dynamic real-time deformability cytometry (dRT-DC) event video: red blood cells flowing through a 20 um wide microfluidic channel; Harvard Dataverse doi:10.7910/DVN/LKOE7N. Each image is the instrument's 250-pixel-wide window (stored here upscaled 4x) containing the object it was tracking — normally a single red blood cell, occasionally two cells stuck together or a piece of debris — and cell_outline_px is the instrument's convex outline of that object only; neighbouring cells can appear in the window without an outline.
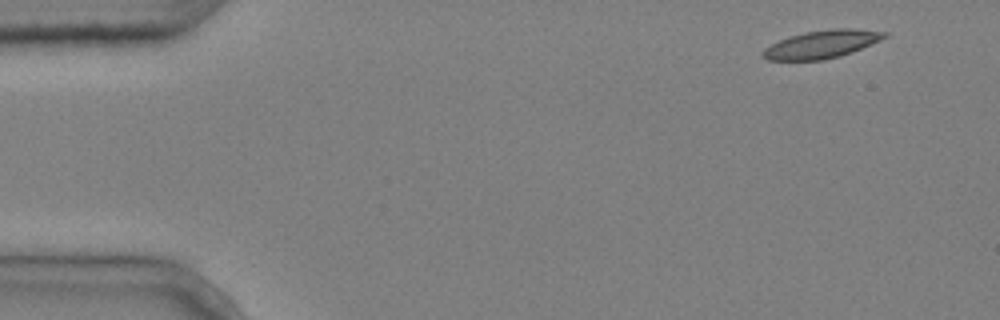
{"species": "common noctule bat (a hibernating species)", "species_latin": "Nyctalus noctula", "temperature_condition": "cold", "stored_images_in_passage": 4, "camera_frame_rate_fps": 3000, "um_per_image_px": 0.085, "animal": {"sex": "male", "body_mass_g": 20.4}, "frame": {"image": 1, "passage_image": 1, "time_ms": 0.0, "image_size_px": [1000, 320], "cell_outline_px": [[888, 36], [880, 40], [852, 52], [840, 56], [824, 60], [768, 60], [764, 56], [764, 48], [788, 36], [804, 32], [832, 28], [852, 28], [888, 32]], "centroid_in_image_um": [69.88, 3.75], "position_along_channel_um": 15.1, "area_um2": 19.71}}
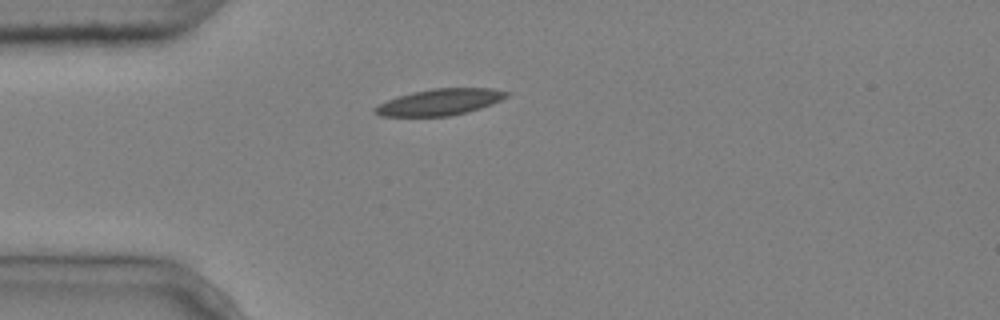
{"frame": {"image": 2, "passage_image": 4, "time_ms": 1.0, "image_size_px": [1000, 320], "cell_outline_px": [[512, 92], [508, 96], [492, 104], [480, 108], [448, 116], [380, 116], [372, 112], [372, 108], [388, 100], [412, 92], [432, 88], [492, 88]], "centroid_in_image_um": [37.39, 8.67], "position_along_channel_um": 47.6, "area_um2": 20.11}}